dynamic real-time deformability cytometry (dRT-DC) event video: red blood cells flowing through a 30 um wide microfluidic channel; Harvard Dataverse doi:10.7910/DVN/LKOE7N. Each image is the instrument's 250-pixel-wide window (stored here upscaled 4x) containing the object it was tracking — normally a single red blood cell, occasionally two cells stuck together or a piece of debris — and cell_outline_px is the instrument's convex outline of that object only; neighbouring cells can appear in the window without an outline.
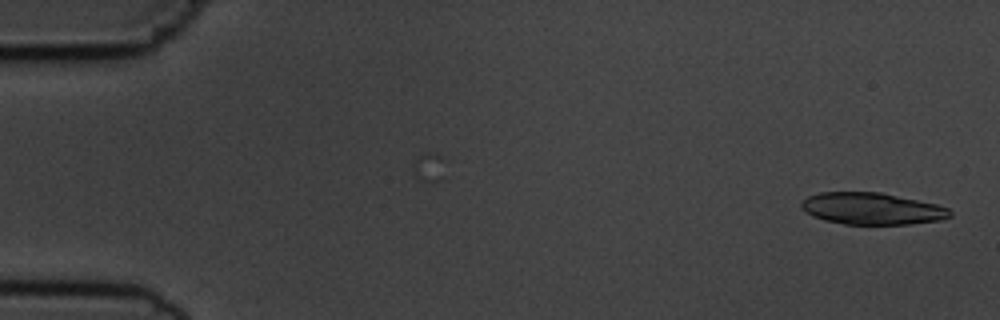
{"species": "common noctule bat (a hibernating species)", "species_latin": "Nyctalus noctula", "temperature_condition": "cold", "stored_images_in_passage": 2, "camera_frame_rate_fps": 3000, "um_per_image_px": 0.085, "animal": {"sex": "male", "body_mass_g": 19.5, "forearm_length_mm": 54.6}, "frame": {"image": 1, "passage_image": 2, "time_ms": 1.0, "image_size_px": [1000, 320], "cell_outline_px": [[952, 216], [940, 220], [912, 224], [844, 224], [824, 220], [812, 216], [800, 208], [800, 204], [808, 196], [820, 192], [880, 192], [936, 204], [948, 208], [952, 212]], "centroid_in_image_um": [74.1, 17.73], "position_along_channel_um": 10.9, "area_um2": 27.57}}